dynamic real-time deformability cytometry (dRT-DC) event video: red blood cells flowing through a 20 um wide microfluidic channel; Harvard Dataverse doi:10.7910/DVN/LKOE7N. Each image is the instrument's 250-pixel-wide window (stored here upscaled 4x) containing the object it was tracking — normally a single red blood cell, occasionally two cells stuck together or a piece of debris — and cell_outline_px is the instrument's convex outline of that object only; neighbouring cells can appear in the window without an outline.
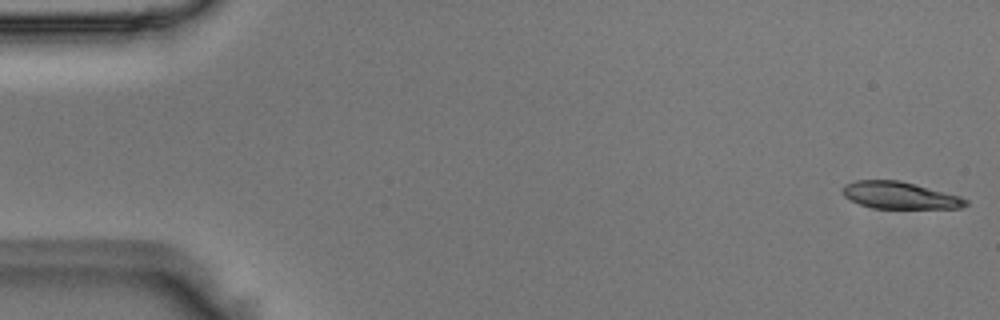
{"species": "Egyptian fruit bat (a non-hibernating species)", "species_latin": "Rousettus aegyptiacus", "temperature_condition": "room temperature", "stored_images_in_passage": 49, "camera_frame_rate_fps": 3000, "um_per_image_px": 0.085, "animal": {"sex": "male"}, "frame": {"image": 1, "passage_image": 1, "time_ms": 0.0, "image_size_px": [1000, 320], "cell_outline_px": [[968, 204], [964, 208], [872, 208], [860, 204], [844, 196], [844, 188], [848, 184], [856, 180], [900, 180], [916, 184], [960, 196], [968, 200]], "centroid_in_image_um": [76.54, 16.61], "position_along_channel_um": 8.5, "area_um2": 19.19}}
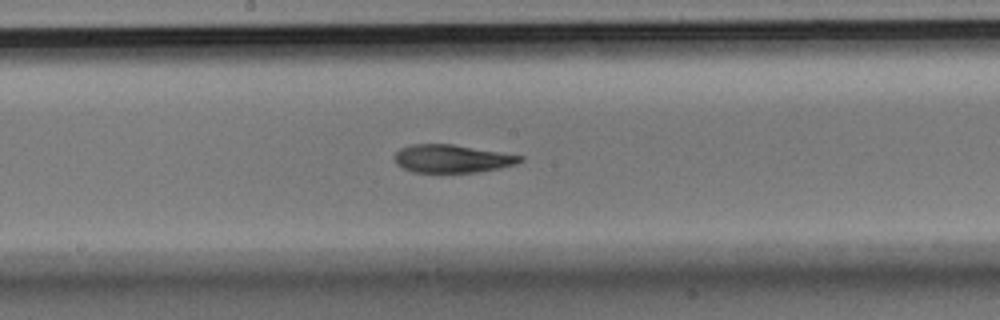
{"frame": {"image": 2, "passage_image": 26, "time_ms": 8.333, "image_size_px": [1000, 320], "cell_outline_px": [[524, 160], [516, 164], [500, 168], [476, 172], [412, 172], [396, 164], [396, 152], [400, 148], [412, 144], [452, 144], [524, 156]], "centroid_in_image_um": [38.44, 13.48], "position_along_channel_um": 209.8, "area_um2": 20.35}}
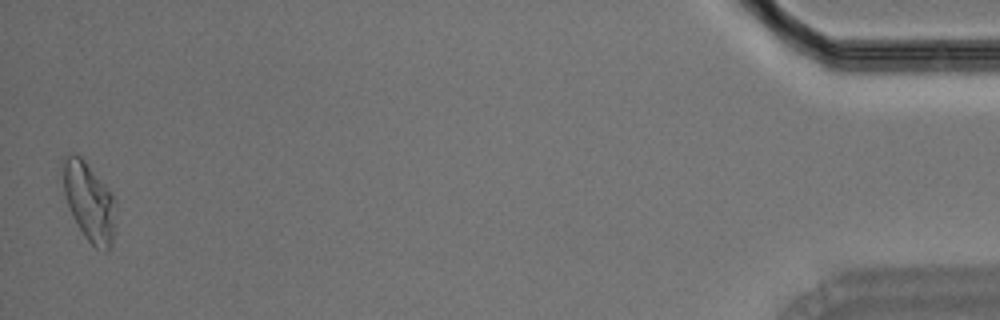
{"frame": {"image": 3, "passage_image": 49, "time_ms": 16.0, "image_size_px": [1000, 320], "cell_outline_px": [[116, 204], [112, 244], [108, 248], [96, 248], [84, 236], [72, 216], [68, 208], [64, 192], [60, 160], [68, 152], [76, 152], [84, 160], [112, 192], [116, 200]], "centroid_in_image_um": [7.53, 17.05], "position_along_channel_um": 427.7, "area_um2": 24.57}}